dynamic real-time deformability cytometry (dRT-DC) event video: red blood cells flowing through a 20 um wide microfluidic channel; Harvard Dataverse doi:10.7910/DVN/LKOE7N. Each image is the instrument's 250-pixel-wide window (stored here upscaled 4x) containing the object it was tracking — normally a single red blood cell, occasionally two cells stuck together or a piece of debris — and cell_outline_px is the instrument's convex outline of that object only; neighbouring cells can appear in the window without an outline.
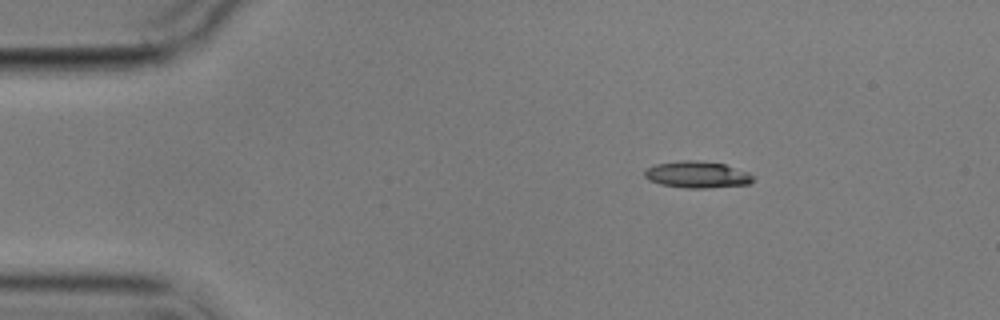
{"species": "common noctule bat (a hibernating species)", "species_latin": "Nyctalus noctula", "temperature_condition": "cold", "stored_images_in_passage": 6, "camera_frame_rate_fps": 3000, "um_per_image_px": 0.085, "animal": {"sex": "male", "body_mass_g": 17.9}, "frame": {"image": 1, "passage_image": 2, "time_ms": 1.333, "image_size_px": [1000, 320], "cell_outline_px": [[752, 180], [748, 184], [708, 188], [684, 188], [660, 184], [648, 180], [644, 176], [644, 172], [648, 168], [656, 164], [684, 160], [696, 160], [724, 164], [748, 172], [752, 176]], "centroid_in_image_um": [59.23, 14.85], "position_along_channel_um": 25.8, "area_um2": 16.7}}
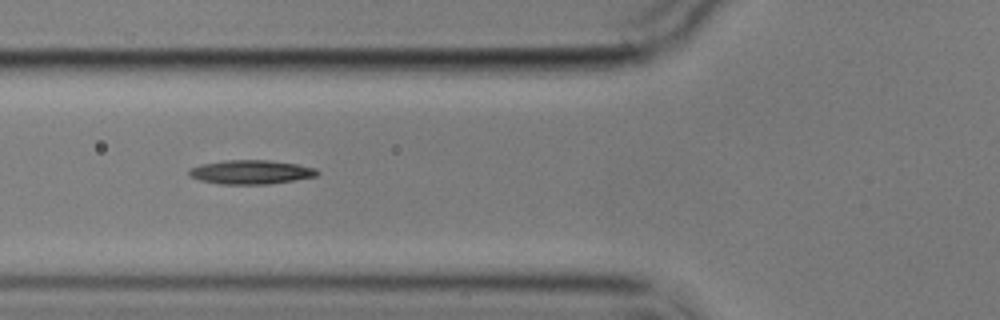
{"frame": {"image": 2, "passage_image": 5, "time_ms": 5.333, "image_size_px": [1000, 320], "cell_outline_px": [[320, 172], [316, 176], [268, 184], [220, 184], [200, 180], [188, 176], [188, 172], [192, 168], [200, 164], [224, 160], [268, 160], [296, 164], [316, 168]], "centroid_in_image_um": [21.3, 14.62], "position_along_channel_um": 104.5, "area_um2": 17.86}}
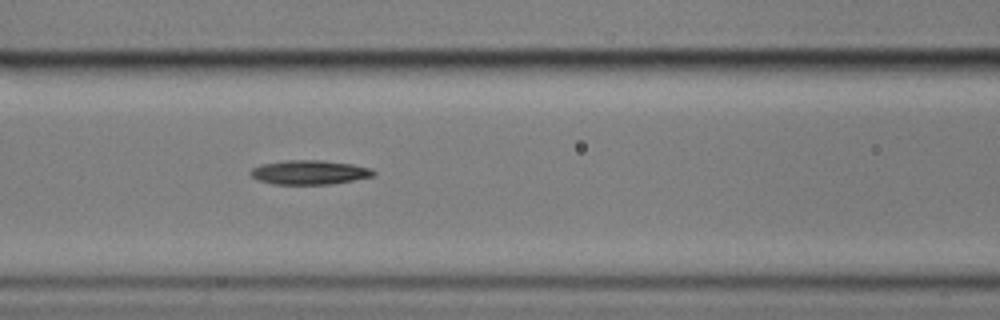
{"frame": {"image": 3, "passage_image": 6, "time_ms": 6.333, "image_size_px": [1000, 320], "cell_outline_px": [[376, 172], [372, 176], [332, 184], [272, 184], [256, 180], [248, 172], [252, 168], [260, 164], [284, 160], [324, 160], [352, 164], [372, 168]], "centroid_in_image_um": [26.26, 14.64], "position_along_channel_um": 140.3, "area_um2": 17.51}}